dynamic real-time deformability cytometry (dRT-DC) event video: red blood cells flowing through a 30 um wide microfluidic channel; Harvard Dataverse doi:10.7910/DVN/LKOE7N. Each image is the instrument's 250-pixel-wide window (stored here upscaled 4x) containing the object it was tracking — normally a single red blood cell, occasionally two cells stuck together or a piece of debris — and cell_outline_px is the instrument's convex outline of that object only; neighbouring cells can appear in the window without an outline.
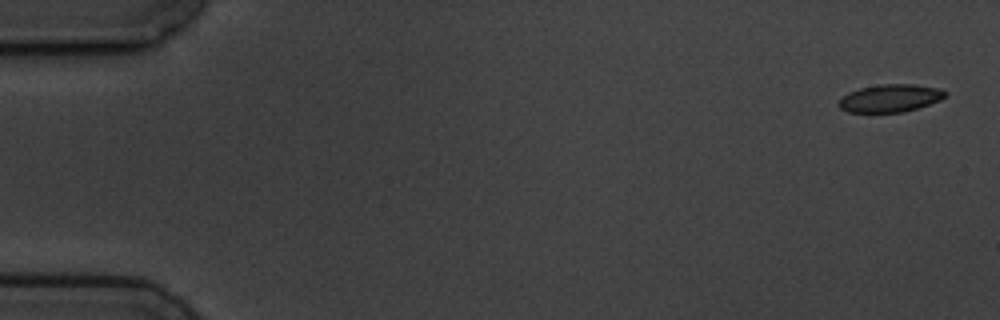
{"species": "common noctule bat (a hibernating species)", "species_latin": "Nyctalus noctula", "temperature_condition": "cold", "stored_images_in_passage": 6, "camera_frame_rate_fps": 3000, "um_per_image_px": 0.085, "animal": {"sex": "male", "body_mass_g": 19.5, "forearm_length_mm": 54.6}, "frame": {"image": 1, "passage_image": 1, "time_ms": 0.0, "image_size_px": [1000, 320], "cell_outline_px": [[948, 92], [940, 100], [904, 112], [848, 112], [840, 108], [836, 104], [848, 92], [860, 88], [880, 84], [916, 84], [936, 88]], "centroid_in_image_um": [75.63, 8.34], "position_along_channel_um": 9.4, "area_um2": 17.05}}
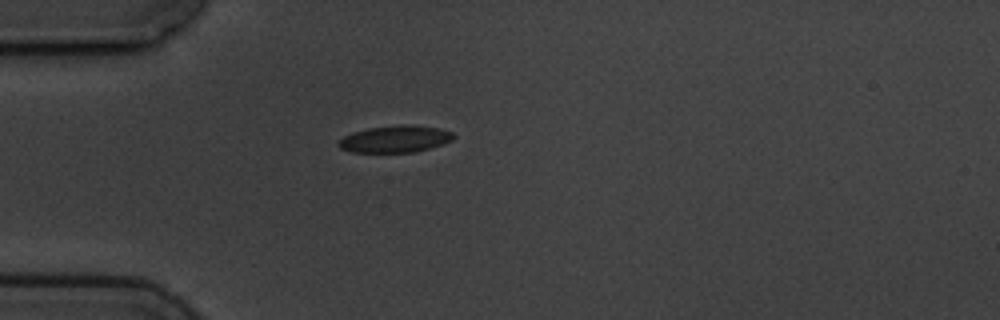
{"frame": {"image": 2, "passage_image": 5, "time_ms": 4.667, "image_size_px": [1000, 320], "cell_outline_px": [[456, 136], [452, 140], [444, 144], [416, 152], [352, 152], [340, 148], [336, 144], [336, 140], [352, 132], [368, 128], [400, 124], [408, 124], [440, 128], [452, 132]], "centroid_in_image_um": [33.58, 11.81], "position_along_channel_um": 51.4, "area_um2": 18.32}}